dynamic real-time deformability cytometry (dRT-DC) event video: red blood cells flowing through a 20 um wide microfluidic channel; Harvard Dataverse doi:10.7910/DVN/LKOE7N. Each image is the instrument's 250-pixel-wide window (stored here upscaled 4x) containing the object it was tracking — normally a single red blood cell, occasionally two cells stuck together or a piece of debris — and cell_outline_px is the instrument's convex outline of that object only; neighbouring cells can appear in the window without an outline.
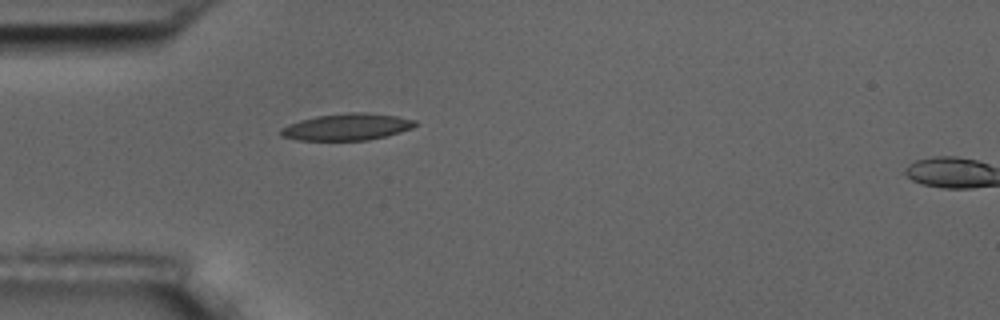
{"species": "common noctule bat (a hibernating species)", "species_latin": "Nyctalus noctula", "temperature_condition": "room temperature", "stored_images_in_passage": 2, "segment_of_instrument_passage": [1, 2], "camera_frame_rate_fps": 3000, "um_per_image_px": 0.085, "animal": {"sex": "male", "body_mass_g": 17.5, "forearm_length_mm": 52.3}, "frame": {"image": 1, "passage_image": 1, "time_ms": 0.0, "image_size_px": [1000, 320], "cell_outline_px": [[416, 124], [412, 128], [388, 136], [368, 140], [300, 140], [280, 136], [280, 128], [288, 124], [300, 120], [316, 116], [348, 112], [364, 112], [396, 116], [416, 120]], "centroid_in_image_um": [29.48, 10.79], "position_along_channel_um": 55.5, "area_um2": 20.98}}